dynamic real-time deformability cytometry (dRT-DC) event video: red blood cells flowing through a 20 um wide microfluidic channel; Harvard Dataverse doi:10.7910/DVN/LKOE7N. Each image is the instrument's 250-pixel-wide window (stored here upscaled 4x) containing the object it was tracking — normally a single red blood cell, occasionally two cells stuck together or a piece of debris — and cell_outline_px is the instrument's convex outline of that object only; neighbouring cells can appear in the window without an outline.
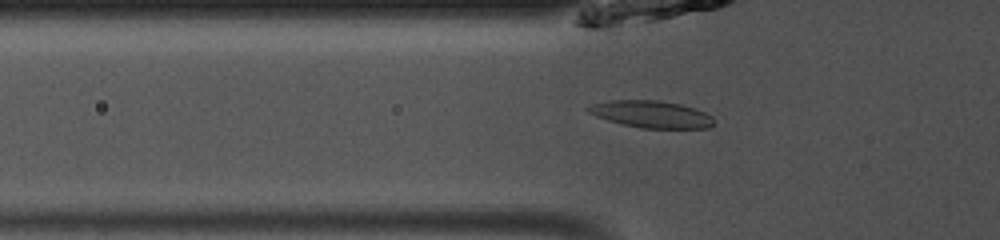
{"species": "common noctule bat (a hibernating species)", "species_latin": "Nyctalus noctula", "temperature_condition": "room temperature", "stored_images_in_passage": 36, "camera_frame_rate_fps": 3000, "um_per_image_px": 0.085, "animal": {"sex": "male", "body_mass_g": 13.0, "forearm_length_mm": 53.1}, "frame": {"image": 1, "passage_image": 3, "time_ms": 0.667, "image_size_px": [1000, 240], "cell_outline_px": [[716, 124], [708, 128], [644, 128], [624, 124], [608, 120], [596, 116], [588, 112], [584, 108], [592, 104], [612, 100], [656, 100], [680, 104], [704, 112], [712, 116]], "centroid_in_image_um": [55.37, 9.71], "position_along_channel_um": 70.4, "area_um2": 19.65}}
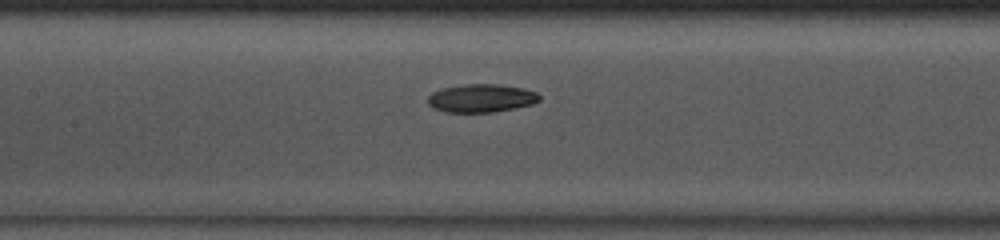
{"frame": {"image": 2, "passage_image": 10, "time_ms": 3.0, "image_size_px": [1000, 240], "cell_outline_px": [[540, 100], [532, 104], [492, 112], [444, 112], [432, 108], [428, 104], [428, 96], [432, 92], [440, 88], [464, 84], [496, 84], [524, 88], [536, 92], [540, 96]], "centroid_in_image_um": [40.86, 8.34], "position_along_channel_um": 166.5, "area_um2": 18.38}}
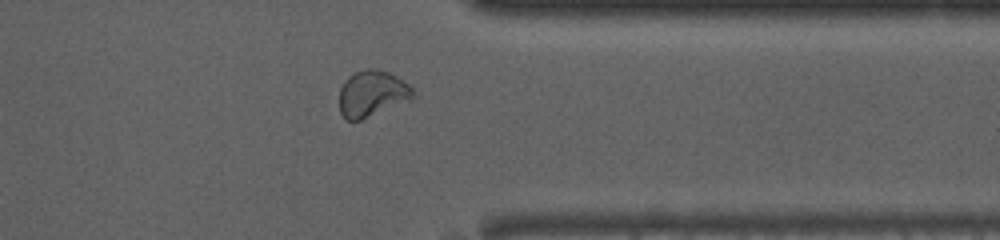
{"frame": {"image": 3, "passage_image": 26, "time_ms": 8.333, "image_size_px": [1000, 240], "cell_outline_px": [[416, 96], [360, 120], [348, 120], [340, 112], [340, 88], [344, 80], [348, 76], [364, 68], [376, 68], [388, 72], [396, 76], [408, 84], [412, 88]], "centroid_in_image_um": [31.6, 7.92], "position_along_channel_um": 379.8, "area_um2": 19.48}}